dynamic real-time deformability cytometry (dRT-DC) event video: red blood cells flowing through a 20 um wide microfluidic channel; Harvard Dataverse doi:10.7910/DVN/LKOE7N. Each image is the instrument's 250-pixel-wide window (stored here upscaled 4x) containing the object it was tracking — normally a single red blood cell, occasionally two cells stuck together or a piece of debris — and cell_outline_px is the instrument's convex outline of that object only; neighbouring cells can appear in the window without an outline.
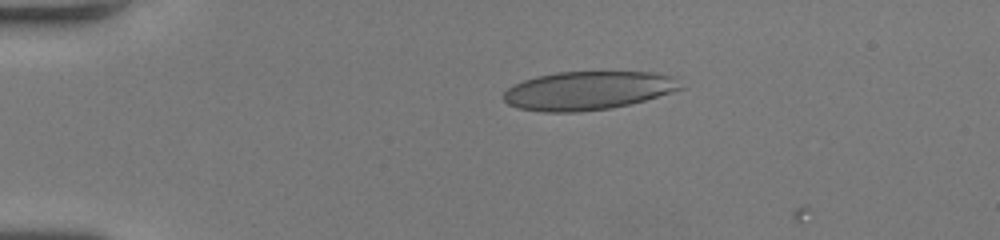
{"species": "human", "species_latin": "Homo sapiens", "temperature_condition": "room temperature", "stored_images_in_passage": 41, "camera_frame_rate_fps": 3000, "um_per_image_px": 0.085, "donor": {"sex": "female"}, "frame": {"image": 1, "passage_image": 1, "time_ms": 0.0, "image_size_px": [1000, 240], "cell_outline_px": [[684, 88], [672, 92], [632, 104], [612, 108], [580, 112], [544, 112], [516, 108], [508, 104], [504, 100], [504, 92], [512, 84], [536, 76], [556, 72], [656, 72], [672, 76]], "centroid_in_image_um": [49.96, 7.71], "position_along_channel_um": 35.0, "area_um2": 40.0}}
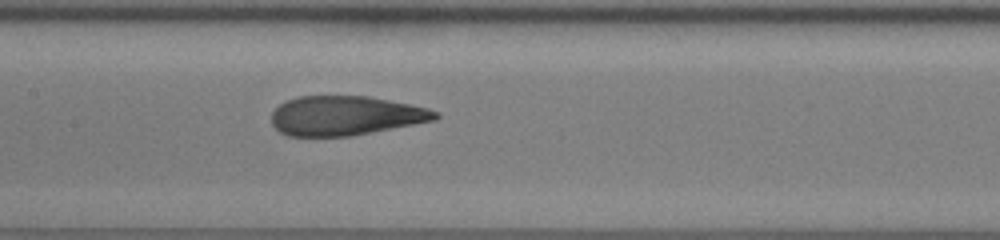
{"frame": {"image": 2, "passage_image": 16, "time_ms": 5.0, "image_size_px": [1000, 240], "cell_outline_px": [[440, 116], [436, 120], [352, 136], [288, 136], [280, 132], [272, 124], [272, 112], [280, 104], [288, 100], [300, 96], [368, 96], [412, 104], [428, 108], [440, 112]], "centroid_in_image_um": [29.41, 9.83], "position_along_channel_um": 178.0, "area_um2": 37.74}}
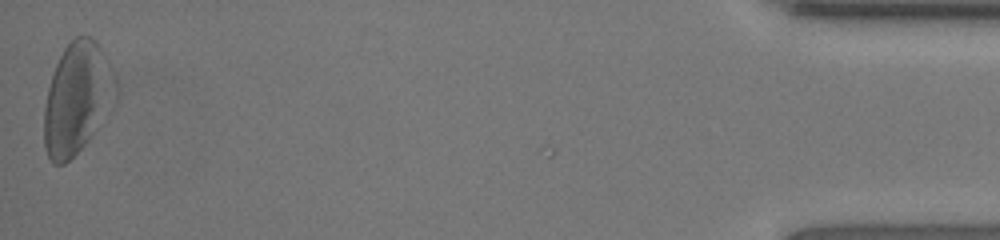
{"frame": {"image": 3, "passage_image": 41, "time_ms": 13.333, "image_size_px": [1000, 240], "cell_outline_px": [[108, 60], [100, 108], [92, 132], [88, 140], [64, 164], [52, 164], [44, 148], [44, 108], [48, 88], [56, 64], [64, 48], [76, 36], [88, 36], [96, 40]], "centroid_in_image_um": [6.27, 8.36], "position_along_channel_um": 428.9, "area_um2": 41.56}, "authors_computed_cell_mechanics": {"area_um2": 39.0728, "velocity_mm_per_s": 4.064, "shape_relaxation_time_tau1_ms": 5.8256, "shape_relaxation_time_tau2_ms": 1.1444, "deformation_change_tau1": 0.2113, "deformation_change_tau2": 0.0863}}